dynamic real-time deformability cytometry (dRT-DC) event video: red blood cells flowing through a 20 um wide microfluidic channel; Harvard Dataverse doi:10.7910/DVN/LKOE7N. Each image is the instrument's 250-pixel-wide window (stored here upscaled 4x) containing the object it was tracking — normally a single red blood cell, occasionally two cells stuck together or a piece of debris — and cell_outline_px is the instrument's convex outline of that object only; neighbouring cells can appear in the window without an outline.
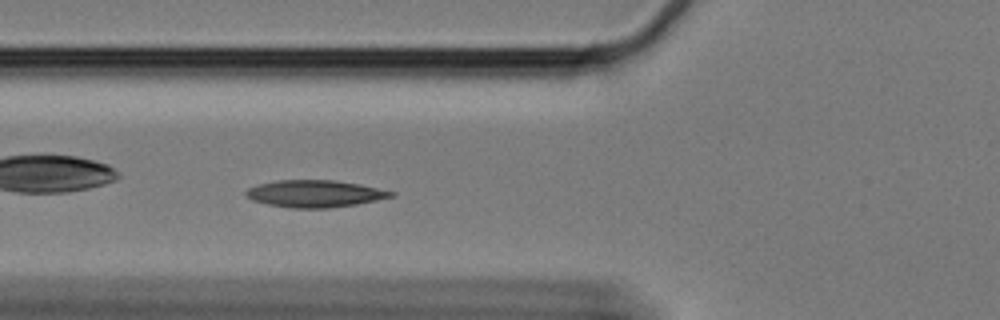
{"species": "Egyptian fruit bat (a non-hibernating species)", "species_latin": "Rousettus aegyptiacus", "temperature_condition": "cold", "stored_images_in_passage": 45, "camera_frame_rate_fps": 3000, "um_per_image_px": 0.085, "animal": {"sex": "female"}, "frame": {"image": 1, "passage_image": 6, "time_ms": 1.667, "image_size_px": [1000, 320], "cell_outline_px": [[396, 196], [356, 204], [328, 208], [288, 208], [268, 204], [252, 200], [244, 192], [248, 188], [260, 184], [276, 180], [336, 180], [396, 192]], "centroid_in_image_um": [26.75, 16.46], "position_along_channel_um": 99.0, "area_um2": 22.72}}
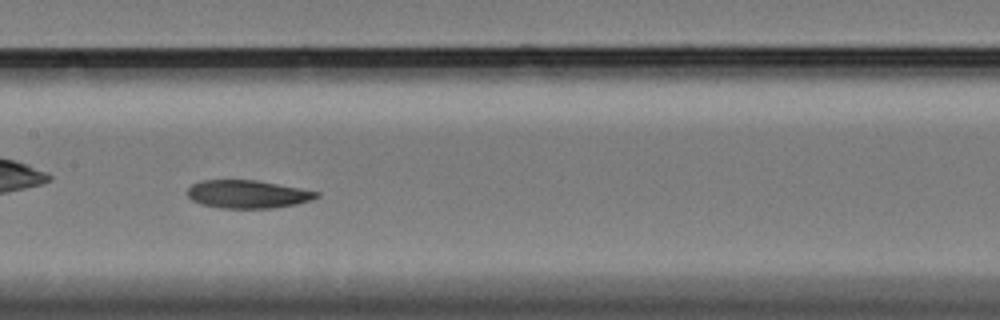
{"frame": {"image": 2, "passage_image": 14, "time_ms": 4.333, "image_size_px": [1000, 320], "cell_outline_px": [[320, 196], [312, 200], [296, 204], [276, 208], [220, 208], [200, 204], [192, 200], [188, 196], [188, 188], [192, 184], [200, 180], [256, 180], [300, 188], [320, 192]], "centroid_in_image_um": [21.06, 16.51], "position_along_channel_um": 186.3, "area_um2": 21.21}}
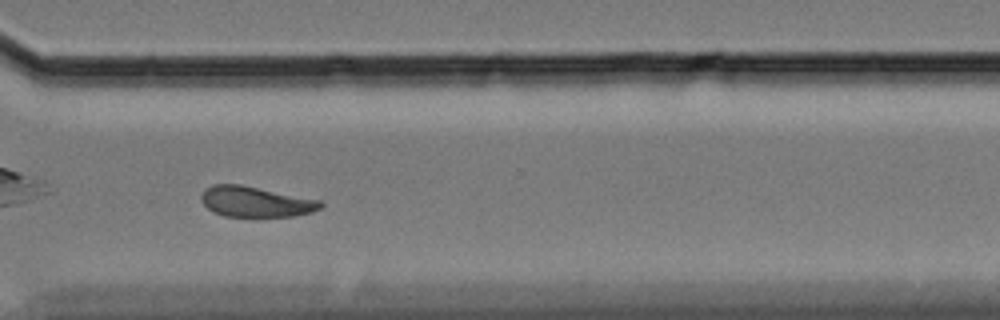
{"frame": {"image": 3, "passage_image": 29, "time_ms": 9.333, "image_size_px": [1000, 320], "cell_outline_px": [[324, 204], [320, 208], [312, 212], [296, 216], [224, 216], [212, 212], [200, 200], [200, 196], [204, 188], [212, 184], [240, 184], [320, 200]], "centroid_in_image_um": [21.69, 17.14], "position_along_channel_um": 348.9, "area_um2": 21.27}, "authors_computed_cell_mechanics": {"area_um2": 21.6172, "velocity_mm_per_s": 3.2556, "shape_relaxation_time_tau1_ms": null, "shape_relaxation_time_tau2_ms": 7.4202, "deformation_change_tau1": null, "deformation_change_tau2": 0.1103}}